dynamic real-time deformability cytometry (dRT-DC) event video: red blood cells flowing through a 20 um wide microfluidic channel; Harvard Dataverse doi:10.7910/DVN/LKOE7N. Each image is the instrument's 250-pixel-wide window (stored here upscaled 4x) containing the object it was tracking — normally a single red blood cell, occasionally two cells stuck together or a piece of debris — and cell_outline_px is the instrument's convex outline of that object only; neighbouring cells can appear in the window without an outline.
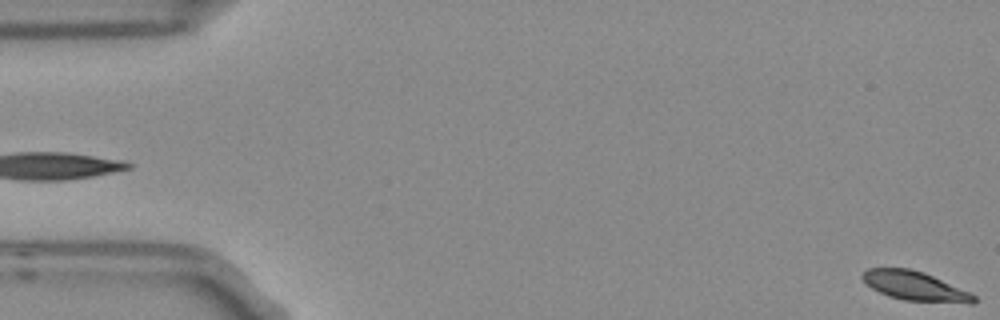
{"species": "Egyptian fruit bat (a non-hibernating species)", "species_latin": "Rousettus aegyptiacus", "temperature_condition": "room temperature", "stored_images_in_passage": 4, "segment_of_instrument_passage": [2, 2], "camera_frame_rate_fps": 3000, "um_per_image_px": 0.085, "frame": {"image": 1, "passage_image": 4, "time_ms": 1.0, "image_size_px": [1000, 320], "cell_outline_px": [[976, 300], [972, 304], [968, 304], [904, 300], [888, 296], [872, 288], [860, 276], [868, 268], [908, 268], [924, 272], [968, 292], [976, 296]], "centroid_in_image_um": [77.77, 24.32], "position_along_channel_um": 7.2, "area_um2": 18.79}}